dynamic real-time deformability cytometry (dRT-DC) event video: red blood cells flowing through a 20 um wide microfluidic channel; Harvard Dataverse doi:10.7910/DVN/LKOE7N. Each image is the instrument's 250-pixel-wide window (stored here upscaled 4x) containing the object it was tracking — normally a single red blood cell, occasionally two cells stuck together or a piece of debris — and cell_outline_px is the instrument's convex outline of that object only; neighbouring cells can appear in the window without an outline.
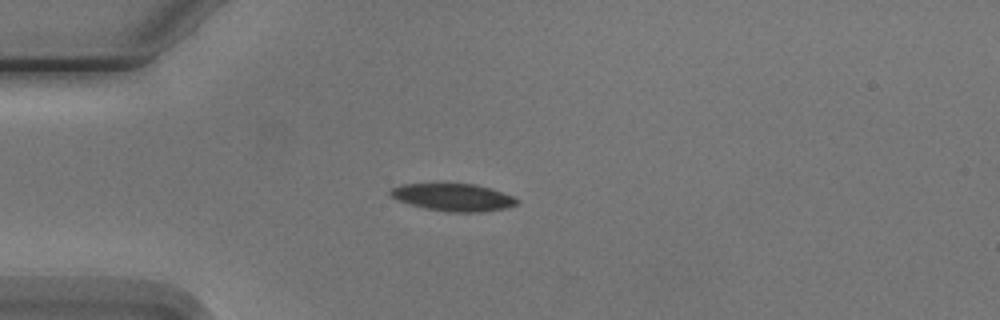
{"species": "Egyptian fruit bat (a non-hibernating species)", "species_latin": "Rousettus aegyptiacus", "temperature_condition": "cold", "stored_images_in_passage": 4, "camera_frame_rate_fps": 3000, "um_per_image_px": 0.085, "animal": {"sex": "male"}, "frame": {"image": 1, "passage_image": 1, "time_ms": 0.0, "image_size_px": [1000, 320], "cell_outline_px": [[520, 200], [516, 204], [508, 208], [484, 212], [448, 212], [424, 208], [408, 204], [392, 196], [388, 192], [392, 188], [400, 184], [440, 180], [476, 184], [492, 188], [512, 196]], "centroid_in_image_um": [38.49, 16.71], "position_along_channel_um": 46.5, "area_um2": 21.39}}
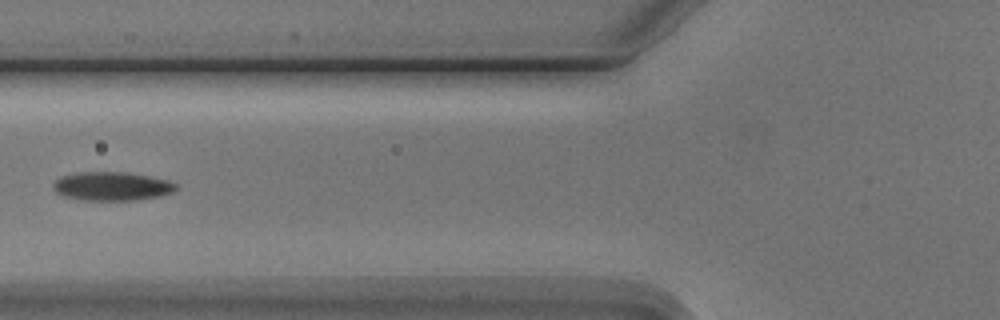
{"frame": {"image": 2, "passage_image": 3, "time_ms": 2.333, "image_size_px": [1000, 320], "cell_outline_px": [[176, 188], [172, 192], [160, 196], [136, 200], [84, 200], [64, 196], [56, 192], [52, 188], [52, 184], [60, 176], [76, 172], [128, 172], [168, 180], [176, 184]], "centroid_in_image_um": [9.48, 15.82], "position_along_channel_um": 116.3, "area_um2": 20.58}}
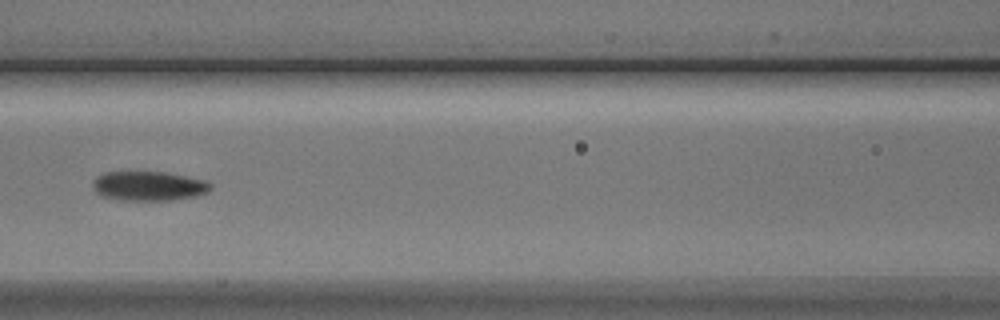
{"frame": {"image": 3, "passage_image": 4, "time_ms": 3.333, "image_size_px": [1000, 320], "cell_outline_px": [[212, 188], [208, 192], [196, 196], [172, 200], [124, 200], [100, 196], [92, 188], [92, 180], [96, 176], [104, 172], [164, 172], [204, 180], [212, 184]], "centroid_in_image_um": [12.61, 15.81], "position_along_channel_um": 154.0, "area_um2": 20.29}}